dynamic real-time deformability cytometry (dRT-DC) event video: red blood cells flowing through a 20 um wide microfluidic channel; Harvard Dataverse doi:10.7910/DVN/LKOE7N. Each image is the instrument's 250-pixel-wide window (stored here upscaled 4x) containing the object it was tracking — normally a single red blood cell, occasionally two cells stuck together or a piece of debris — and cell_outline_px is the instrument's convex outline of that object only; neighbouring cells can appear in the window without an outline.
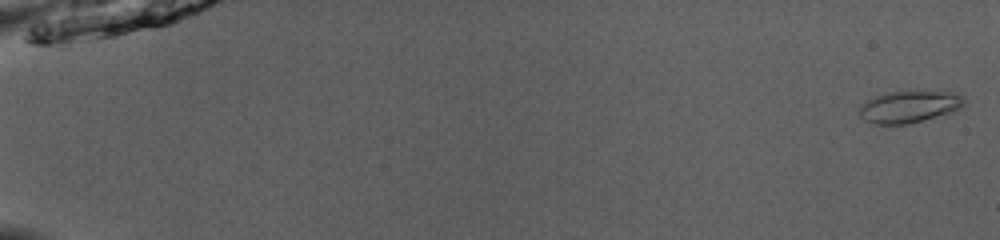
{"species": "common noctule bat (a hibernating species)", "species_latin": "Nyctalus noctula", "temperature_condition": "room temperature", "stored_images_in_passage": 52, "camera_frame_rate_fps": 3000, "um_per_image_px": 0.085, "animal": {"sex": "male", "body_mass_g": 13.0, "forearm_length_mm": 53.1}, "frame": {"image": 1, "passage_image": 1, "time_ms": 0.0, "image_size_px": [1000, 240], "cell_outline_px": [[964, 104], [960, 108], [952, 112], [904, 124], [872, 124], [864, 120], [860, 116], [860, 108], [868, 100], [876, 96], [888, 92], [916, 88], [948, 92], [964, 96]], "centroid_in_image_um": [77.3, 9.02], "position_along_channel_um": 7.7, "area_um2": 19.77}}
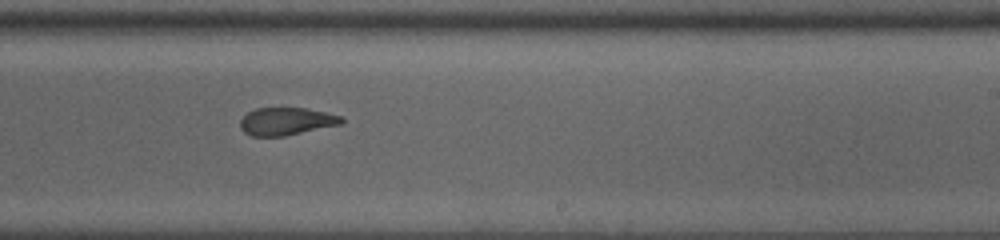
{"frame": {"image": 2, "passage_image": 34, "time_ms": 11.0, "image_size_px": [1000, 240], "cell_outline_px": [[344, 120], [340, 124], [284, 136], [252, 136], [244, 132], [240, 128], [240, 120], [248, 112], [256, 108], [304, 108], [344, 116]], "centroid_in_image_um": [24.32, 10.31], "position_along_channel_um": 264.7, "area_um2": 16.18}}
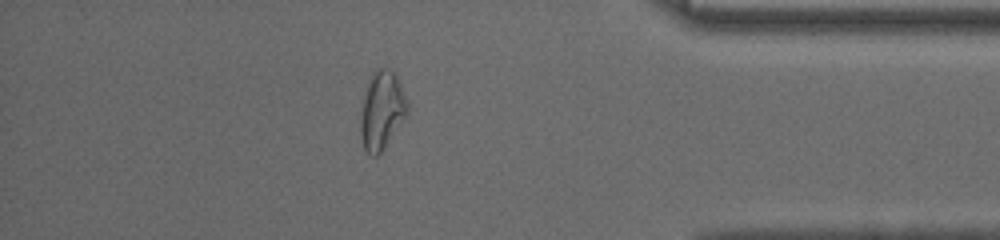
{"frame": {"image": 3, "passage_image": 46, "time_ms": 15.0, "image_size_px": [1000, 240], "cell_outline_px": [[408, 112], [380, 152], [376, 156], [372, 156], [364, 148], [360, 136], [360, 120], [364, 100], [368, 84], [372, 76], [380, 68], [388, 68], [396, 76], [400, 84], [408, 104]], "centroid_in_image_um": [32.45, 9.4], "position_along_channel_um": 402.7, "area_um2": 20.4}, "authors_computed_cell_mechanics": {"area_um2": 18.1781, "velocity_mm_per_s": 4.0063, "shape_relaxation_time_tau1_ms": 7.4773, "shape_relaxation_time_tau2_ms": 1.4721, "deformation_change_tau1": 0.2092, "deformation_change_tau2": 0.1}}